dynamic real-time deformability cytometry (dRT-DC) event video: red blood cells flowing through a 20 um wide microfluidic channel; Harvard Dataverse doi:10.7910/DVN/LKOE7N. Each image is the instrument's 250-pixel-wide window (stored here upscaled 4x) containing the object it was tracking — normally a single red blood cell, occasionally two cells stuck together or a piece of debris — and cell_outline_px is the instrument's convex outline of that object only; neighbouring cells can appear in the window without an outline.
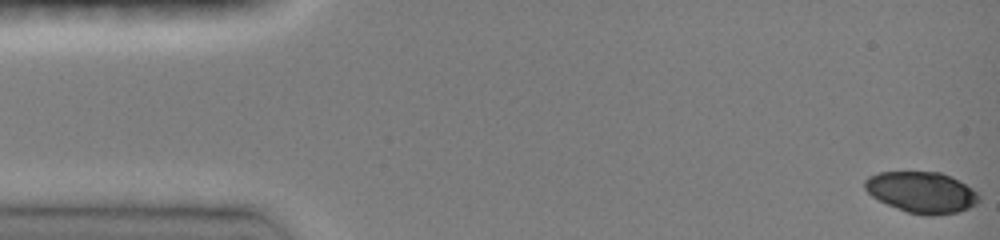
{"species": "common noctule bat (a hibernating species)", "species_latin": "Nyctalus noctula", "temperature_condition": "room temperature", "stored_images_in_passage": 47, "camera_frame_rate_fps": 3000, "um_per_image_px": 0.085, "animal": {"sex": "female", "body_mass_g": 19.0, "forearm_length_mm": 51.5}, "frame": {"image": 1, "passage_image": 1, "time_ms": 0.0, "image_size_px": [1000, 240], "cell_outline_px": [[980, 200], [976, 204], [968, 208], [956, 212], [932, 216], [924, 216], [908, 212], [888, 204], [872, 196], [864, 188], [864, 180], [868, 176], [880, 172], [940, 172], [980, 192]], "centroid_in_image_um": [78.35, 16.35], "position_along_channel_um": 6.7, "area_um2": 27.17}}
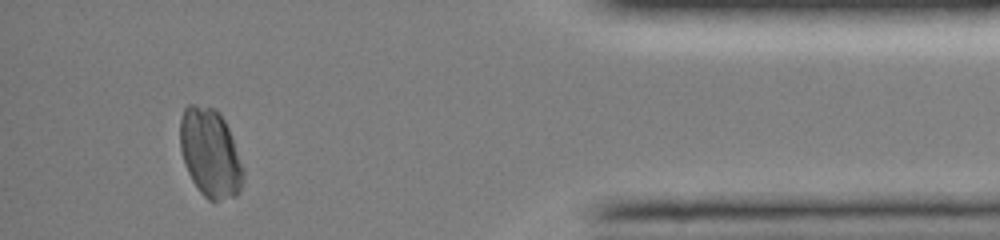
{"frame": {"image": 2, "passage_image": 43, "time_ms": 14.0, "image_size_px": [1000, 240], "cell_outline_px": [[244, 180], [240, 192], [236, 196], [216, 200], [208, 200], [200, 192], [192, 180], [184, 164], [180, 148], [180, 116], [184, 108], [188, 104], [192, 104], [216, 108], [220, 112], [228, 128], [244, 168]], "centroid_in_image_um": [17.87, 13.0], "position_along_channel_um": 417.3, "area_um2": 32.77}}